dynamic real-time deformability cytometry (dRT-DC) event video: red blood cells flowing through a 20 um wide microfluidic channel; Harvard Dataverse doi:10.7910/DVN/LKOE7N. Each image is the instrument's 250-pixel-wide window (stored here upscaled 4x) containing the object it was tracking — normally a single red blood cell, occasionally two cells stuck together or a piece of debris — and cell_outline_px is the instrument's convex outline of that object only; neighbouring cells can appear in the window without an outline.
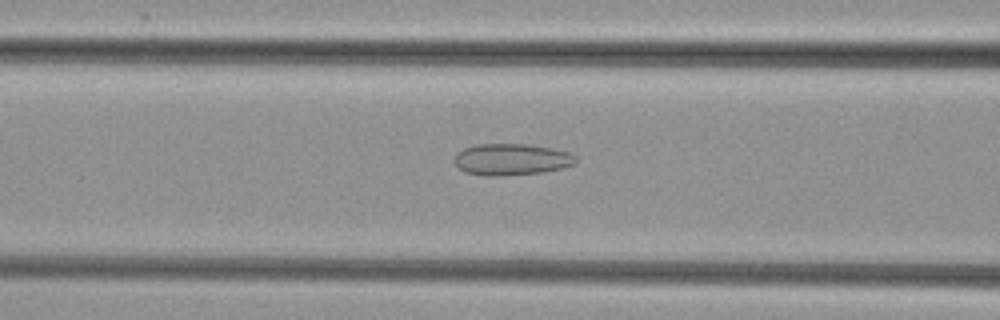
{"species": "common noctule bat (a hibernating species)", "species_latin": "Nyctalus noctula", "temperature_condition": "cold", "stored_images_in_passage": 50, "camera_frame_rate_fps": 3000, "um_per_image_px": 0.085, "animal": {"sex": "female", "body_mass_g": 29.2, "forearm_length_mm": 56.3}, "frame": {"image": 1, "passage_image": 22, "time_ms": 7.0, "image_size_px": [1000, 320], "cell_outline_px": [[576, 164], [544, 172], [500, 176], [484, 176], [464, 172], [452, 160], [456, 152], [464, 148], [476, 144], [532, 144], [552, 148], [568, 152], [576, 156]], "centroid_in_image_um": [43.44, 13.55], "position_along_channel_um": 123.2, "area_um2": 22.6}}
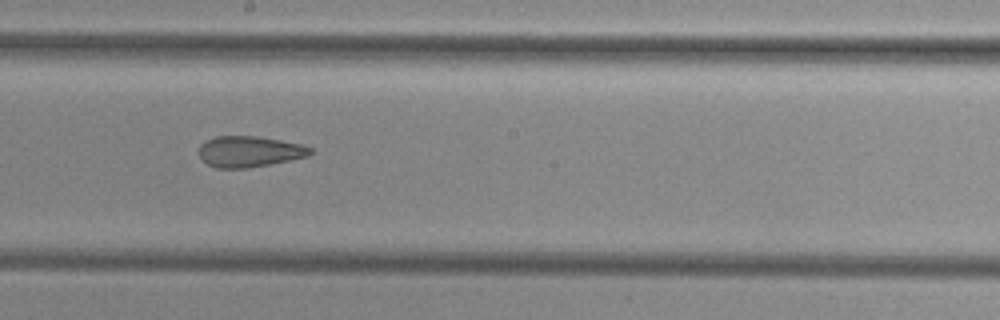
{"frame": {"image": 2, "passage_image": 30, "time_ms": 9.667, "image_size_px": [1000, 320], "cell_outline_px": [[312, 152], [308, 156], [248, 168], [216, 168], [208, 164], [200, 156], [200, 144], [204, 140], [216, 136], [256, 136], [304, 144], [312, 148]], "centroid_in_image_um": [21.2, 12.87], "position_along_channel_um": 227.0, "area_um2": 20.0}}
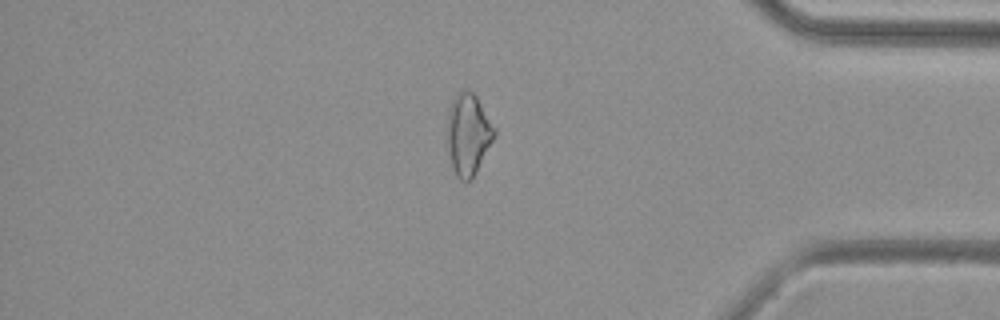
{"frame": {"image": 3, "passage_image": 45, "time_ms": 14.667, "image_size_px": [1000, 320], "cell_outline_px": [[496, 136], [472, 180], [460, 180], [456, 176], [452, 168], [444, 136], [448, 108], [452, 100], [464, 88], [468, 88], [476, 96], [496, 128]], "centroid_in_image_um": [39.76, 11.42], "position_along_channel_um": 395.4, "area_um2": 23.18}}